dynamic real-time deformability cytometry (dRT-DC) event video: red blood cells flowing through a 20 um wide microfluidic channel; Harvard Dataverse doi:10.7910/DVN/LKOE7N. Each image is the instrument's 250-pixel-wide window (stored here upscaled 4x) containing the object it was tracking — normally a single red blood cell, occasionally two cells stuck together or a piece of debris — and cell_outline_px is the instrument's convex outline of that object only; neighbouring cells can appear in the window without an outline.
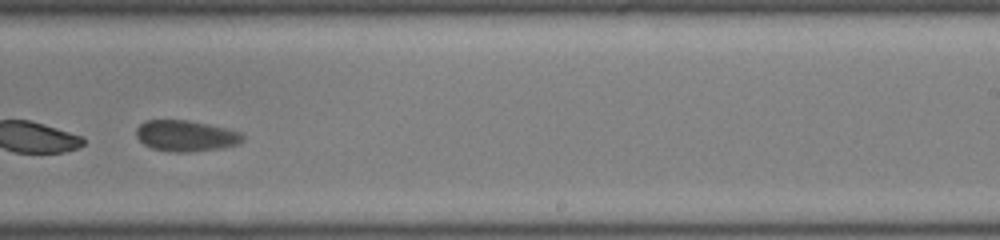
{"species": "common noctule bat (a hibernating species)", "species_latin": "Nyctalus noctula", "temperature_condition": "room temperature", "stored_images_in_passage": 36, "camera_frame_rate_fps": 3000, "um_per_image_px": 0.085, "animal": {"sex": "male", "body_mass_g": 19.0, "forearm_length_mm": 50.8}, "frame": {"image": 1, "passage_image": 18, "time_ms": 5.667, "image_size_px": [1000, 240], "cell_outline_px": [[244, 140], [240, 144], [224, 148], [188, 152], [172, 152], [152, 148], [144, 144], [136, 136], [136, 128], [144, 120], [188, 120], [208, 124], [240, 132], [244, 136]], "centroid_in_image_um": [15.81, 11.55], "position_along_channel_um": 273.2, "area_um2": 19.36}}
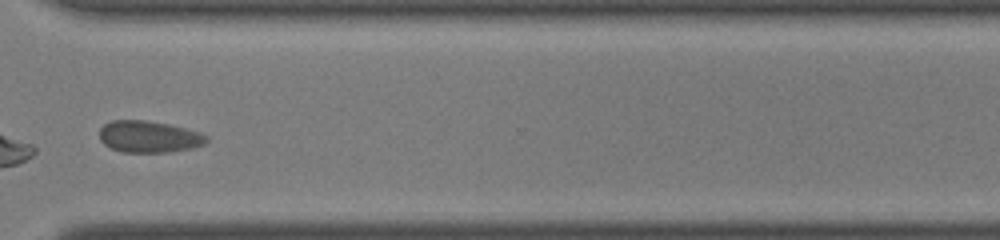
{"frame": {"image": 2, "passage_image": 24, "time_ms": 7.667, "image_size_px": [1000, 240], "cell_outline_px": [[208, 140], [204, 144], [192, 148], [172, 152], [124, 152], [112, 148], [104, 144], [100, 140], [100, 128], [104, 124], [112, 120], [144, 120], [168, 124], [200, 132], [208, 136]], "centroid_in_image_um": [12.67, 11.62], "position_along_channel_um": 357.9, "area_um2": 19.77}}
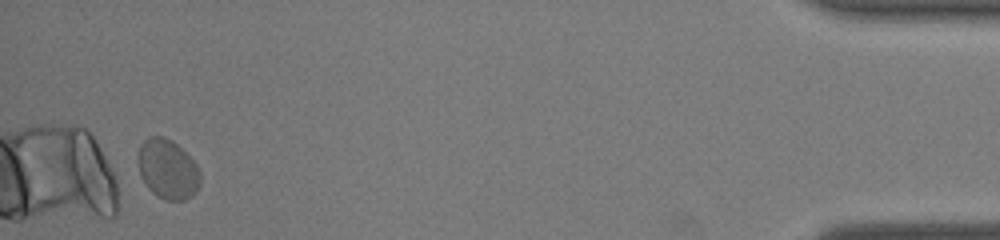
{"frame": {"image": 3, "passage_image": 34, "time_ms": 11.0, "image_size_px": [1000, 240], "cell_outline_px": [[200, 184], [196, 192], [192, 196], [184, 200], [164, 200], [156, 196], [148, 188], [140, 172], [140, 144], [148, 136], [164, 136], [172, 140], [196, 164], [200, 172]], "centroid_in_image_um": [14.28, 14.39], "position_along_channel_um": 420.9, "area_um2": 21.33}, "authors_computed_cell_mechanics": {"area_um2": 20.9814, "velocity_mm_per_s": 4.2244, "shape_relaxation_time_tau1_ms": 2.475, "shape_relaxation_time_tau2_ms": 1.6335, "deformation_change_tau1": 0.2541, "deformation_change_tau2": 0.0642}}